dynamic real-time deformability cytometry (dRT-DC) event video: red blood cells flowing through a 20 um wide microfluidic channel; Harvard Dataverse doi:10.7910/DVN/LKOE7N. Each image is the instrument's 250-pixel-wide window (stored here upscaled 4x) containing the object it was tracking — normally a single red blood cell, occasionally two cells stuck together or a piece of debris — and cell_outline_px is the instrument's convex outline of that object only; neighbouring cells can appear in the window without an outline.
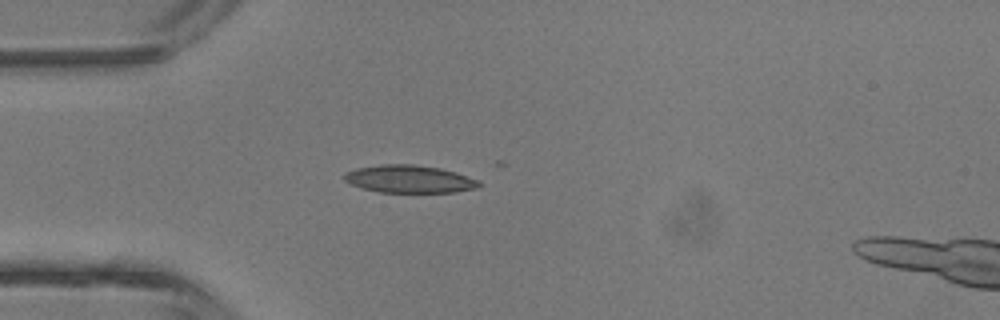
{"species": "common noctule bat (a hibernating species)", "species_latin": "Nyctalus noctula", "temperature_condition": "room temperature", "stored_images_in_passage": 4, "camera_frame_rate_fps": 3000, "um_per_image_px": 0.085, "animal": {"sex": "male", "body_mass_g": 13.3}, "frame": {"image": 1, "passage_image": 3, "time_ms": 2.333, "image_size_px": [1000, 320], "cell_outline_px": [[480, 184], [476, 188], [452, 192], [380, 192], [360, 188], [344, 180], [344, 172], [356, 168], [380, 164], [412, 164], [440, 168], [456, 172], [480, 180]], "centroid_in_image_um": [34.77, 15.21], "position_along_channel_um": 50.2, "area_um2": 21.73}}